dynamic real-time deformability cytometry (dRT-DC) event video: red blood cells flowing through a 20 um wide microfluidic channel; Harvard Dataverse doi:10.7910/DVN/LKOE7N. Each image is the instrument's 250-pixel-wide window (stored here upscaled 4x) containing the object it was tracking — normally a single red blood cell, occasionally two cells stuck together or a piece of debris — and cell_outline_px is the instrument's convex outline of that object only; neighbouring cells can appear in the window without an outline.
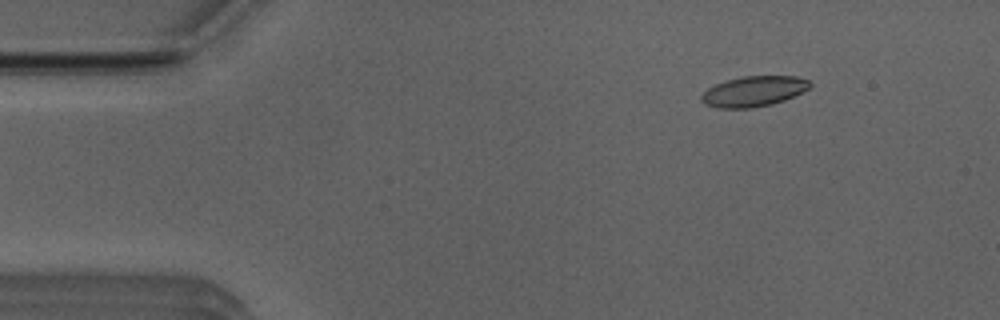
{"species": "Egyptian fruit bat (a non-hibernating species)", "species_latin": "Rousettus aegyptiacus", "temperature_condition": "room temperature", "stored_images_in_passage": 13, "camera_frame_rate_fps": 3000, "um_per_image_px": 0.085, "animal": {"sex": "male"}, "frame": {"image": 1, "passage_image": 7, "time_ms": 2.0, "image_size_px": [1000, 320], "cell_outline_px": [[812, 84], [808, 88], [784, 100], [772, 104], [752, 108], [716, 108], [704, 104], [700, 100], [700, 96], [708, 88], [716, 84], [728, 80], [744, 76], [796, 76], [808, 80]], "centroid_in_image_um": [64.02, 7.77], "position_along_channel_um": 21.0, "area_um2": 19.07}}